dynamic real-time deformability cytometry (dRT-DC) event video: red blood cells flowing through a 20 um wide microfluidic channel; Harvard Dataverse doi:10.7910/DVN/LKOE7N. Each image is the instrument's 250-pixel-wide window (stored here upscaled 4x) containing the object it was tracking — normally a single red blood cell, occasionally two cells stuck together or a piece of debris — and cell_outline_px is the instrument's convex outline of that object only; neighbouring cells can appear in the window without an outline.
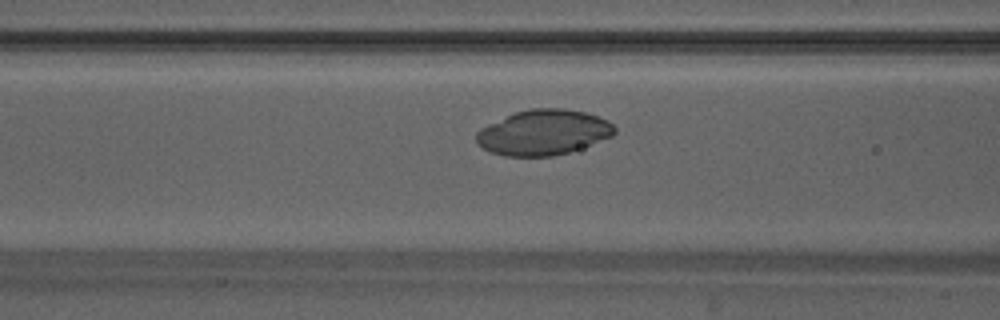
{"species": "Egyptian fruit bat (a non-hibernating species)", "species_latin": "Rousettus aegyptiacus", "temperature_condition": "warm", "stored_images_in_passage": 45, "camera_frame_rate_fps": 3000, "um_per_image_px": 0.085, "animal": {"sex": "male"}, "frame": {"image": 1, "passage_image": 16, "time_ms": 5.0, "image_size_px": [1000, 320], "cell_outline_px": [[616, 132], [612, 136], [580, 148], [568, 152], [552, 156], [504, 156], [492, 152], [476, 144], [476, 132], [480, 128], [488, 124], [516, 112], [532, 108], [564, 108], [584, 112], [608, 120], [616, 128]], "centroid_in_image_um": [46.18, 11.25], "position_along_channel_um": 120.4, "area_um2": 36.3}}
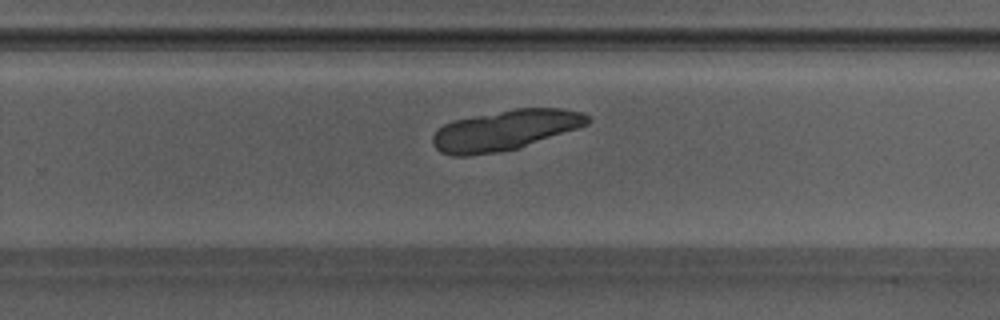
{"frame": {"image": 2, "passage_image": 28, "time_ms": 9.0, "image_size_px": [1000, 320], "cell_outline_px": [[588, 124], [516, 148], [500, 152], [468, 156], [452, 156], [440, 152], [432, 144], [432, 136], [436, 128], [452, 120], [512, 108], [564, 108], [584, 112], [588, 116]], "centroid_in_image_um": [42.85, 11.05], "position_along_channel_um": 286.9, "area_um2": 36.3}}
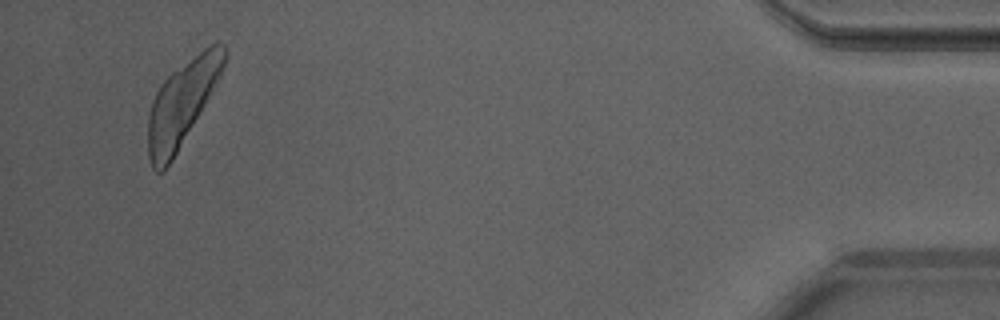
{"frame": {"image": 3, "passage_image": 43, "time_ms": 14.0, "image_size_px": [1000, 320], "cell_outline_px": [[228, 56], [220, 76], [216, 84], [172, 160], [164, 172], [156, 172], [152, 168], [148, 156], [148, 116], [152, 100], [160, 84], [172, 72], [204, 48], [212, 44], [224, 44]], "centroid_in_image_um": [15.44, 8.78], "position_along_channel_um": 419.8, "area_um2": 37.05}}